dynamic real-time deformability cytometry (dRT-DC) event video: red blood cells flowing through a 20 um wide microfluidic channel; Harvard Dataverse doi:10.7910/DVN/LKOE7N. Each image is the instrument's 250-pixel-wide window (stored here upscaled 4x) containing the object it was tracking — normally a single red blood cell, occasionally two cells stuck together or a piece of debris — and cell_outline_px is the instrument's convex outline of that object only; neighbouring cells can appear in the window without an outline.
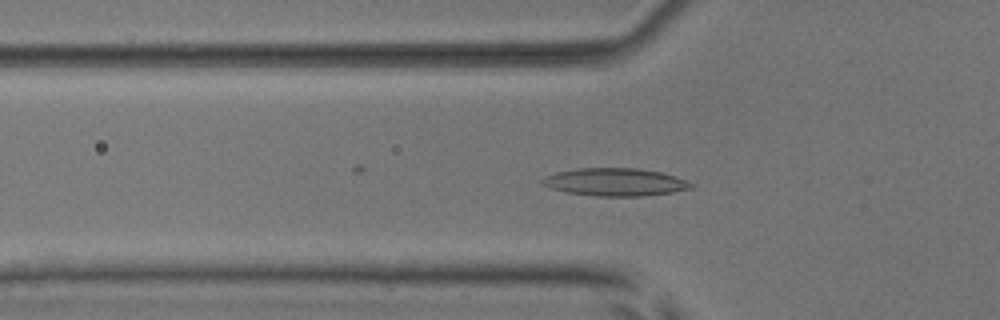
{"species": "common noctule bat (a hibernating species)", "species_latin": "Nyctalus noctula", "temperature_condition": "room temperature", "stored_images_in_passage": 54, "camera_frame_rate_fps": 3000, "um_per_image_px": 0.085, "animal": {"sex": "male", "body_mass_g": 17.9, "forearm_length_mm": 54.2}, "frame": {"image": 1, "passage_image": 19, "time_ms": 6.0, "image_size_px": [1000, 320], "cell_outline_px": [[696, 188], [672, 192], [640, 196], [596, 196], [564, 192], [540, 184], [540, 180], [544, 176], [556, 172], [576, 168], [636, 168], [660, 172], [696, 184]], "centroid_in_image_um": [52.25, 15.48], "position_along_channel_um": 73.5, "area_um2": 24.16}}
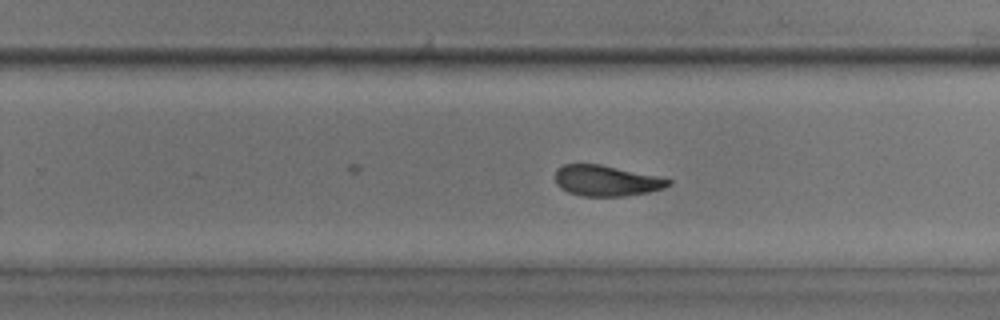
{"frame": {"image": 2, "passage_image": 35, "time_ms": 11.333, "image_size_px": [1000, 320], "cell_outline_px": [[672, 184], [664, 188], [648, 192], [624, 196], [580, 196], [568, 192], [560, 188], [556, 184], [556, 168], [564, 164], [600, 164], [656, 176], [672, 180]], "centroid_in_image_um": [51.51, 15.36], "position_along_channel_um": 278.3, "area_um2": 20.23}}
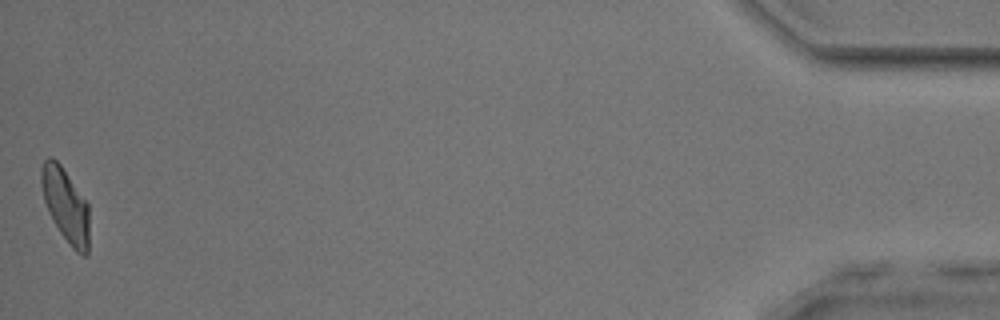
{"frame": {"image": 3, "passage_image": 54, "time_ms": 17.667, "image_size_px": [1000, 320], "cell_outline_px": [[88, 252], [84, 256], [76, 252], [72, 248], [60, 232], [48, 212], [44, 200], [40, 180], [40, 168], [44, 160], [48, 156], [52, 156], [60, 164], [88, 204]], "centroid_in_image_um": [5.55, 17.41], "position_along_channel_um": 429.7, "area_um2": 20.46}, "authors_computed_cell_mechanics": {"area_um2": 21.3571, "velocity_mm_per_s": 3.8486, "shape_relaxation_time_tau1_ms": 3.3705, "shape_relaxation_time_tau2_ms": 2.488, "deformation_change_tau1": 0.119, "deformation_change_tau2": 0.0975}}